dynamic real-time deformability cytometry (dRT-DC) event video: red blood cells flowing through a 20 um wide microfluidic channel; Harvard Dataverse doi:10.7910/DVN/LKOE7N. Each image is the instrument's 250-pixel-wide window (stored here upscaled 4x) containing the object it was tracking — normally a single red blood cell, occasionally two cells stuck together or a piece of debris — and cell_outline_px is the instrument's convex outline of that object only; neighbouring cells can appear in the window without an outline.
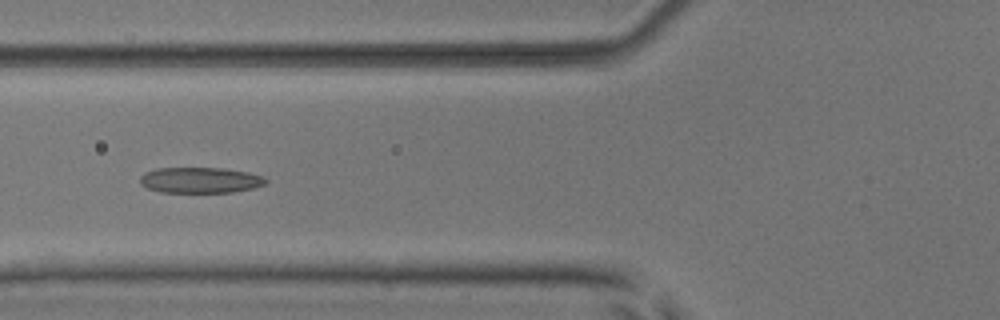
{"species": "common noctule bat (a hibernating species)", "species_latin": "Nyctalus noctula", "temperature_condition": "room temperature", "stored_images_in_passage": 8, "camera_frame_rate_fps": 3000, "um_per_image_px": 0.085, "animal": {"sex": "male", "body_mass_g": 17.9, "forearm_length_mm": 54.2}, "frame": {"image": 1, "passage_image": 5, "time_ms": 5.667, "image_size_px": [1000, 320], "cell_outline_px": [[268, 180], [264, 184], [252, 188], [232, 192], [160, 192], [148, 188], [140, 184], [140, 176], [144, 172], [156, 168], [224, 168], [248, 172], [264, 176]], "centroid_in_image_um": [17.0, 15.3], "position_along_channel_um": 108.8, "area_um2": 18.9}}
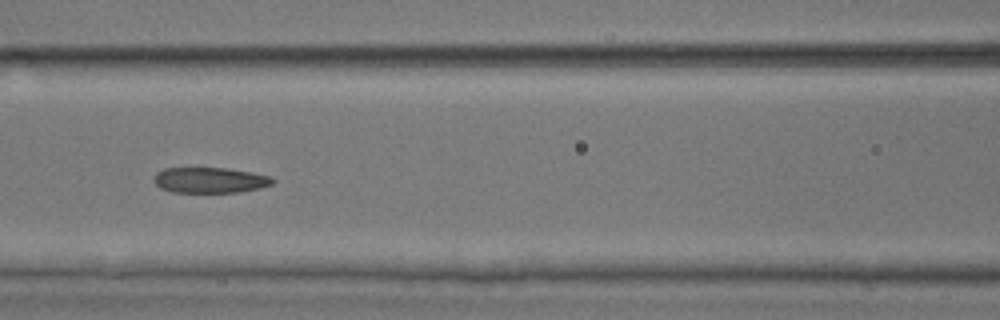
{"frame": {"image": 2, "passage_image": 6, "time_ms": 6.667, "image_size_px": [1000, 320], "cell_outline_px": [[276, 180], [272, 184], [260, 188], [240, 192], [172, 192], [160, 188], [152, 180], [156, 172], [164, 168], [228, 168], [252, 172], [272, 176]], "centroid_in_image_um": [17.86, 15.31], "position_along_channel_um": 148.7, "area_um2": 17.92}}
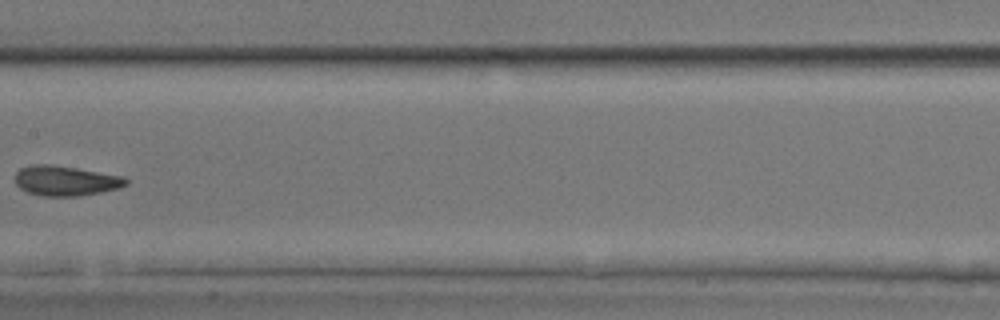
{"frame": {"image": 3, "passage_image": 7, "time_ms": 8.0, "image_size_px": [1000, 320], "cell_outline_px": [[128, 184], [120, 188], [80, 196], [40, 196], [28, 192], [20, 188], [16, 184], [16, 172], [20, 168], [28, 164], [52, 164], [124, 176], [128, 180]], "centroid_in_image_um": [5.58, 15.36], "position_along_channel_um": 201.8, "area_um2": 19.54}}